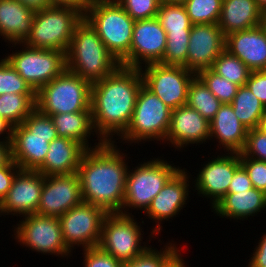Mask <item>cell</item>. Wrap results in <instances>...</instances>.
I'll list each match as a JSON object with an SVG mask.
<instances>
[{"instance_id": "cell-38", "label": "cell", "mask_w": 266, "mask_h": 267, "mask_svg": "<svg viewBox=\"0 0 266 267\" xmlns=\"http://www.w3.org/2000/svg\"><path fill=\"white\" fill-rule=\"evenodd\" d=\"M5 93L36 94L31 86L3 58L0 59V95Z\"/></svg>"}, {"instance_id": "cell-18", "label": "cell", "mask_w": 266, "mask_h": 267, "mask_svg": "<svg viewBox=\"0 0 266 267\" xmlns=\"http://www.w3.org/2000/svg\"><path fill=\"white\" fill-rule=\"evenodd\" d=\"M44 175L37 170L20 169L7 195L0 202V217L12 215L24 217L37 212Z\"/></svg>"}, {"instance_id": "cell-6", "label": "cell", "mask_w": 266, "mask_h": 267, "mask_svg": "<svg viewBox=\"0 0 266 267\" xmlns=\"http://www.w3.org/2000/svg\"><path fill=\"white\" fill-rule=\"evenodd\" d=\"M84 13L72 6L50 5L35 11L29 36L23 42L37 49L67 52L75 27Z\"/></svg>"}, {"instance_id": "cell-51", "label": "cell", "mask_w": 266, "mask_h": 267, "mask_svg": "<svg viewBox=\"0 0 266 267\" xmlns=\"http://www.w3.org/2000/svg\"><path fill=\"white\" fill-rule=\"evenodd\" d=\"M182 254L169 267H186ZM189 267V266H187Z\"/></svg>"}, {"instance_id": "cell-17", "label": "cell", "mask_w": 266, "mask_h": 267, "mask_svg": "<svg viewBox=\"0 0 266 267\" xmlns=\"http://www.w3.org/2000/svg\"><path fill=\"white\" fill-rule=\"evenodd\" d=\"M186 168L180 169L154 197L150 206L144 212L150 220L156 223L153 226L151 234L148 237L156 238L161 234L162 221H169L179 214L181 209L185 208L186 200L189 199L190 176Z\"/></svg>"}, {"instance_id": "cell-11", "label": "cell", "mask_w": 266, "mask_h": 267, "mask_svg": "<svg viewBox=\"0 0 266 267\" xmlns=\"http://www.w3.org/2000/svg\"><path fill=\"white\" fill-rule=\"evenodd\" d=\"M134 217L122 213H107L102 222L98 246L123 264L143 254L150 247L142 242L144 231L141 223H137V218Z\"/></svg>"}, {"instance_id": "cell-36", "label": "cell", "mask_w": 266, "mask_h": 267, "mask_svg": "<svg viewBox=\"0 0 266 267\" xmlns=\"http://www.w3.org/2000/svg\"><path fill=\"white\" fill-rule=\"evenodd\" d=\"M166 49L161 64L180 65L187 69V53L190 33L166 32Z\"/></svg>"}, {"instance_id": "cell-45", "label": "cell", "mask_w": 266, "mask_h": 267, "mask_svg": "<svg viewBox=\"0 0 266 267\" xmlns=\"http://www.w3.org/2000/svg\"><path fill=\"white\" fill-rule=\"evenodd\" d=\"M252 188L253 185L250 178L248 177L247 172L242 166H240L233 175L228 188V193H236V191H247Z\"/></svg>"}, {"instance_id": "cell-23", "label": "cell", "mask_w": 266, "mask_h": 267, "mask_svg": "<svg viewBox=\"0 0 266 267\" xmlns=\"http://www.w3.org/2000/svg\"><path fill=\"white\" fill-rule=\"evenodd\" d=\"M247 133L248 129L236 117L231 104H222L210 121L209 139H216L219 143L217 147L223 148L224 152L241 153L246 144Z\"/></svg>"}, {"instance_id": "cell-28", "label": "cell", "mask_w": 266, "mask_h": 267, "mask_svg": "<svg viewBox=\"0 0 266 267\" xmlns=\"http://www.w3.org/2000/svg\"><path fill=\"white\" fill-rule=\"evenodd\" d=\"M50 117L54 122L59 137H66L77 141L87 150L96 148L104 143V141L96 134L91 111L54 114ZM91 134H93V136L96 135L98 140V143H94V146L92 147V144L89 143L90 140H88L90 139Z\"/></svg>"}, {"instance_id": "cell-32", "label": "cell", "mask_w": 266, "mask_h": 267, "mask_svg": "<svg viewBox=\"0 0 266 267\" xmlns=\"http://www.w3.org/2000/svg\"><path fill=\"white\" fill-rule=\"evenodd\" d=\"M173 242V243H172ZM178 244L172 240L158 250L150 247L141 255L130 262L124 263L123 267H169L180 255Z\"/></svg>"}, {"instance_id": "cell-5", "label": "cell", "mask_w": 266, "mask_h": 267, "mask_svg": "<svg viewBox=\"0 0 266 267\" xmlns=\"http://www.w3.org/2000/svg\"><path fill=\"white\" fill-rule=\"evenodd\" d=\"M58 137L52 118L35 109L13 127L12 160L22 170H36L44 162L50 142Z\"/></svg>"}, {"instance_id": "cell-3", "label": "cell", "mask_w": 266, "mask_h": 267, "mask_svg": "<svg viewBox=\"0 0 266 267\" xmlns=\"http://www.w3.org/2000/svg\"><path fill=\"white\" fill-rule=\"evenodd\" d=\"M84 19L120 65L130 68V46L135 21L124 8L116 0H88Z\"/></svg>"}, {"instance_id": "cell-41", "label": "cell", "mask_w": 266, "mask_h": 267, "mask_svg": "<svg viewBox=\"0 0 266 267\" xmlns=\"http://www.w3.org/2000/svg\"><path fill=\"white\" fill-rule=\"evenodd\" d=\"M240 164L247 172L253 187L266 193V161L240 157Z\"/></svg>"}, {"instance_id": "cell-49", "label": "cell", "mask_w": 266, "mask_h": 267, "mask_svg": "<svg viewBox=\"0 0 266 267\" xmlns=\"http://www.w3.org/2000/svg\"><path fill=\"white\" fill-rule=\"evenodd\" d=\"M11 142H0V167L7 165L12 160Z\"/></svg>"}, {"instance_id": "cell-33", "label": "cell", "mask_w": 266, "mask_h": 267, "mask_svg": "<svg viewBox=\"0 0 266 267\" xmlns=\"http://www.w3.org/2000/svg\"><path fill=\"white\" fill-rule=\"evenodd\" d=\"M156 18L165 32L190 33L193 26L183 4L161 2Z\"/></svg>"}, {"instance_id": "cell-39", "label": "cell", "mask_w": 266, "mask_h": 267, "mask_svg": "<svg viewBox=\"0 0 266 267\" xmlns=\"http://www.w3.org/2000/svg\"><path fill=\"white\" fill-rule=\"evenodd\" d=\"M134 20L154 18L157 15L161 0H116Z\"/></svg>"}, {"instance_id": "cell-4", "label": "cell", "mask_w": 266, "mask_h": 267, "mask_svg": "<svg viewBox=\"0 0 266 267\" xmlns=\"http://www.w3.org/2000/svg\"><path fill=\"white\" fill-rule=\"evenodd\" d=\"M67 70L91 84L112 74L120 62L107 50L92 26L83 18L75 27L66 52Z\"/></svg>"}, {"instance_id": "cell-48", "label": "cell", "mask_w": 266, "mask_h": 267, "mask_svg": "<svg viewBox=\"0 0 266 267\" xmlns=\"http://www.w3.org/2000/svg\"><path fill=\"white\" fill-rule=\"evenodd\" d=\"M88 0H49L50 5L72 6L80 9L83 13Z\"/></svg>"}, {"instance_id": "cell-54", "label": "cell", "mask_w": 266, "mask_h": 267, "mask_svg": "<svg viewBox=\"0 0 266 267\" xmlns=\"http://www.w3.org/2000/svg\"><path fill=\"white\" fill-rule=\"evenodd\" d=\"M186 0H161V2L165 3H175V4H183Z\"/></svg>"}, {"instance_id": "cell-1", "label": "cell", "mask_w": 266, "mask_h": 267, "mask_svg": "<svg viewBox=\"0 0 266 267\" xmlns=\"http://www.w3.org/2000/svg\"><path fill=\"white\" fill-rule=\"evenodd\" d=\"M142 85L139 68L121 65L109 76L92 83L90 108L93 126L104 142H115L114 137H120L126 131Z\"/></svg>"}, {"instance_id": "cell-19", "label": "cell", "mask_w": 266, "mask_h": 267, "mask_svg": "<svg viewBox=\"0 0 266 267\" xmlns=\"http://www.w3.org/2000/svg\"><path fill=\"white\" fill-rule=\"evenodd\" d=\"M166 42V32L156 17L135 21L130 46V68L160 63Z\"/></svg>"}, {"instance_id": "cell-24", "label": "cell", "mask_w": 266, "mask_h": 267, "mask_svg": "<svg viewBox=\"0 0 266 267\" xmlns=\"http://www.w3.org/2000/svg\"><path fill=\"white\" fill-rule=\"evenodd\" d=\"M86 150L77 141L58 137L50 142L44 162L36 170L44 176L77 172Z\"/></svg>"}, {"instance_id": "cell-10", "label": "cell", "mask_w": 266, "mask_h": 267, "mask_svg": "<svg viewBox=\"0 0 266 267\" xmlns=\"http://www.w3.org/2000/svg\"><path fill=\"white\" fill-rule=\"evenodd\" d=\"M12 45L14 49L23 47L4 58L35 92L67 69L66 53L62 51L32 48L24 43Z\"/></svg>"}, {"instance_id": "cell-47", "label": "cell", "mask_w": 266, "mask_h": 267, "mask_svg": "<svg viewBox=\"0 0 266 267\" xmlns=\"http://www.w3.org/2000/svg\"><path fill=\"white\" fill-rule=\"evenodd\" d=\"M13 127L10 122L0 116V142H11Z\"/></svg>"}, {"instance_id": "cell-55", "label": "cell", "mask_w": 266, "mask_h": 267, "mask_svg": "<svg viewBox=\"0 0 266 267\" xmlns=\"http://www.w3.org/2000/svg\"><path fill=\"white\" fill-rule=\"evenodd\" d=\"M262 25L264 26V28L266 30V12H264V14H263Z\"/></svg>"}, {"instance_id": "cell-21", "label": "cell", "mask_w": 266, "mask_h": 267, "mask_svg": "<svg viewBox=\"0 0 266 267\" xmlns=\"http://www.w3.org/2000/svg\"><path fill=\"white\" fill-rule=\"evenodd\" d=\"M210 138V122L187 105L173 109L165 143L180 150L190 144H206ZM206 142V143H205ZM199 143V144H198Z\"/></svg>"}, {"instance_id": "cell-46", "label": "cell", "mask_w": 266, "mask_h": 267, "mask_svg": "<svg viewBox=\"0 0 266 267\" xmlns=\"http://www.w3.org/2000/svg\"><path fill=\"white\" fill-rule=\"evenodd\" d=\"M252 257L249 259L248 267H266V233L260 238Z\"/></svg>"}, {"instance_id": "cell-8", "label": "cell", "mask_w": 266, "mask_h": 267, "mask_svg": "<svg viewBox=\"0 0 266 267\" xmlns=\"http://www.w3.org/2000/svg\"><path fill=\"white\" fill-rule=\"evenodd\" d=\"M91 85L66 69L36 92V109L47 116L91 111Z\"/></svg>"}, {"instance_id": "cell-40", "label": "cell", "mask_w": 266, "mask_h": 267, "mask_svg": "<svg viewBox=\"0 0 266 267\" xmlns=\"http://www.w3.org/2000/svg\"><path fill=\"white\" fill-rule=\"evenodd\" d=\"M240 157L266 161V134L258 128L248 130L246 144Z\"/></svg>"}, {"instance_id": "cell-44", "label": "cell", "mask_w": 266, "mask_h": 267, "mask_svg": "<svg viewBox=\"0 0 266 267\" xmlns=\"http://www.w3.org/2000/svg\"><path fill=\"white\" fill-rule=\"evenodd\" d=\"M20 169L13 160L7 165L0 167V202L7 195L13 179Z\"/></svg>"}, {"instance_id": "cell-42", "label": "cell", "mask_w": 266, "mask_h": 267, "mask_svg": "<svg viewBox=\"0 0 266 267\" xmlns=\"http://www.w3.org/2000/svg\"><path fill=\"white\" fill-rule=\"evenodd\" d=\"M83 267H123L112 255L103 251L99 246L82 250Z\"/></svg>"}, {"instance_id": "cell-43", "label": "cell", "mask_w": 266, "mask_h": 267, "mask_svg": "<svg viewBox=\"0 0 266 267\" xmlns=\"http://www.w3.org/2000/svg\"><path fill=\"white\" fill-rule=\"evenodd\" d=\"M245 85L266 108V70L251 71Z\"/></svg>"}, {"instance_id": "cell-12", "label": "cell", "mask_w": 266, "mask_h": 267, "mask_svg": "<svg viewBox=\"0 0 266 267\" xmlns=\"http://www.w3.org/2000/svg\"><path fill=\"white\" fill-rule=\"evenodd\" d=\"M18 223L13 230V238L21 246L42 255H60L67 259L72 255L65 245L58 217L34 213L24 216Z\"/></svg>"}, {"instance_id": "cell-37", "label": "cell", "mask_w": 266, "mask_h": 267, "mask_svg": "<svg viewBox=\"0 0 266 267\" xmlns=\"http://www.w3.org/2000/svg\"><path fill=\"white\" fill-rule=\"evenodd\" d=\"M197 76L222 104H231L239 86L215 73L211 68L200 71Z\"/></svg>"}, {"instance_id": "cell-52", "label": "cell", "mask_w": 266, "mask_h": 267, "mask_svg": "<svg viewBox=\"0 0 266 267\" xmlns=\"http://www.w3.org/2000/svg\"><path fill=\"white\" fill-rule=\"evenodd\" d=\"M258 129L266 134V110L260 119Z\"/></svg>"}, {"instance_id": "cell-27", "label": "cell", "mask_w": 266, "mask_h": 267, "mask_svg": "<svg viewBox=\"0 0 266 267\" xmlns=\"http://www.w3.org/2000/svg\"><path fill=\"white\" fill-rule=\"evenodd\" d=\"M263 14L255 0H223L218 26L227 36L261 25Z\"/></svg>"}, {"instance_id": "cell-16", "label": "cell", "mask_w": 266, "mask_h": 267, "mask_svg": "<svg viewBox=\"0 0 266 267\" xmlns=\"http://www.w3.org/2000/svg\"><path fill=\"white\" fill-rule=\"evenodd\" d=\"M82 202L81 185L77 172L44 176L36 214L60 217Z\"/></svg>"}, {"instance_id": "cell-26", "label": "cell", "mask_w": 266, "mask_h": 267, "mask_svg": "<svg viewBox=\"0 0 266 267\" xmlns=\"http://www.w3.org/2000/svg\"><path fill=\"white\" fill-rule=\"evenodd\" d=\"M34 11L18 0H0V36L8 45L23 43L29 36Z\"/></svg>"}, {"instance_id": "cell-9", "label": "cell", "mask_w": 266, "mask_h": 267, "mask_svg": "<svg viewBox=\"0 0 266 267\" xmlns=\"http://www.w3.org/2000/svg\"><path fill=\"white\" fill-rule=\"evenodd\" d=\"M172 109L144 85L141 86L131 122L126 131L116 140L120 143H139L162 141L165 143L169 129ZM145 141V142H144Z\"/></svg>"}, {"instance_id": "cell-25", "label": "cell", "mask_w": 266, "mask_h": 267, "mask_svg": "<svg viewBox=\"0 0 266 267\" xmlns=\"http://www.w3.org/2000/svg\"><path fill=\"white\" fill-rule=\"evenodd\" d=\"M212 212L221 218L234 220H248L262 210H266V193L256 188L247 191L227 193L212 208Z\"/></svg>"}, {"instance_id": "cell-7", "label": "cell", "mask_w": 266, "mask_h": 267, "mask_svg": "<svg viewBox=\"0 0 266 267\" xmlns=\"http://www.w3.org/2000/svg\"><path fill=\"white\" fill-rule=\"evenodd\" d=\"M150 158L128 170L123 207L120 213L132 215L129 208L145 212L164 185L182 168L167 160Z\"/></svg>"}, {"instance_id": "cell-20", "label": "cell", "mask_w": 266, "mask_h": 267, "mask_svg": "<svg viewBox=\"0 0 266 267\" xmlns=\"http://www.w3.org/2000/svg\"><path fill=\"white\" fill-rule=\"evenodd\" d=\"M226 36L218 24H196L190 31L187 69L198 74L210 69L225 50Z\"/></svg>"}, {"instance_id": "cell-30", "label": "cell", "mask_w": 266, "mask_h": 267, "mask_svg": "<svg viewBox=\"0 0 266 267\" xmlns=\"http://www.w3.org/2000/svg\"><path fill=\"white\" fill-rule=\"evenodd\" d=\"M36 109V94L5 93L0 95V116L13 126L22 122Z\"/></svg>"}, {"instance_id": "cell-50", "label": "cell", "mask_w": 266, "mask_h": 267, "mask_svg": "<svg viewBox=\"0 0 266 267\" xmlns=\"http://www.w3.org/2000/svg\"><path fill=\"white\" fill-rule=\"evenodd\" d=\"M31 10L40 11L50 6L49 0H18Z\"/></svg>"}, {"instance_id": "cell-2", "label": "cell", "mask_w": 266, "mask_h": 267, "mask_svg": "<svg viewBox=\"0 0 266 267\" xmlns=\"http://www.w3.org/2000/svg\"><path fill=\"white\" fill-rule=\"evenodd\" d=\"M115 143L118 142H104L86 150L77 171L83 202L100 207L106 213L122 210L129 170L128 155Z\"/></svg>"}, {"instance_id": "cell-29", "label": "cell", "mask_w": 266, "mask_h": 267, "mask_svg": "<svg viewBox=\"0 0 266 267\" xmlns=\"http://www.w3.org/2000/svg\"><path fill=\"white\" fill-rule=\"evenodd\" d=\"M231 105L236 117L248 130L258 128L266 108L246 85L239 86Z\"/></svg>"}, {"instance_id": "cell-31", "label": "cell", "mask_w": 266, "mask_h": 267, "mask_svg": "<svg viewBox=\"0 0 266 267\" xmlns=\"http://www.w3.org/2000/svg\"><path fill=\"white\" fill-rule=\"evenodd\" d=\"M186 105L198 111L210 122L222 103L196 75L189 84Z\"/></svg>"}, {"instance_id": "cell-22", "label": "cell", "mask_w": 266, "mask_h": 267, "mask_svg": "<svg viewBox=\"0 0 266 267\" xmlns=\"http://www.w3.org/2000/svg\"><path fill=\"white\" fill-rule=\"evenodd\" d=\"M225 49L251 71L266 70V30L262 24L228 34Z\"/></svg>"}, {"instance_id": "cell-35", "label": "cell", "mask_w": 266, "mask_h": 267, "mask_svg": "<svg viewBox=\"0 0 266 267\" xmlns=\"http://www.w3.org/2000/svg\"><path fill=\"white\" fill-rule=\"evenodd\" d=\"M223 0H186L183 5L193 25L218 24Z\"/></svg>"}, {"instance_id": "cell-34", "label": "cell", "mask_w": 266, "mask_h": 267, "mask_svg": "<svg viewBox=\"0 0 266 267\" xmlns=\"http://www.w3.org/2000/svg\"><path fill=\"white\" fill-rule=\"evenodd\" d=\"M211 69L238 86H244L250 76L251 70L236 56L226 49L216 58Z\"/></svg>"}, {"instance_id": "cell-13", "label": "cell", "mask_w": 266, "mask_h": 267, "mask_svg": "<svg viewBox=\"0 0 266 267\" xmlns=\"http://www.w3.org/2000/svg\"><path fill=\"white\" fill-rule=\"evenodd\" d=\"M139 69L143 85L165 105L172 110L186 105L189 84L196 74L184 66L161 63H150Z\"/></svg>"}, {"instance_id": "cell-15", "label": "cell", "mask_w": 266, "mask_h": 267, "mask_svg": "<svg viewBox=\"0 0 266 267\" xmlns=\"http://www.w3.org/2000/svg\"><path fill=\"white\" fill-rule=\"evenodd\" d=\"M201 165L197 177L192 184L198 196L210 198L211 208L227 193L235 171L241 166L240 153H226L208 159Z\"/></svg>"}, {"instance_id": "cell-53", "label": "cell", "mask_w": 266, "mask_h": 267, "mask_svg": "<svg viewBox=\"0 0 266 267\" xmlns=\"http://www.w3.org/2000/svg\"><path fill=\"white\" fill-rule=\"evenodd\" d=\"M258 7L264 12H266V0H255Z\"/></svg>"}, {"instance_id": "cell-14", "label": "cell", "mask_w": 266, "mask_h": 267, "mask_svg": "<svg viewBox=\"0 0 266 267\" xmlns=\"http://www.w3.org/2000/svg\"><path fill=\"white\" fill-rule=\"evenodd\" d=\"M106 212L93 204L82 202L58 217L66 247L88 249L99 245L102 222Z\"/></svg>"}]
</instances>
